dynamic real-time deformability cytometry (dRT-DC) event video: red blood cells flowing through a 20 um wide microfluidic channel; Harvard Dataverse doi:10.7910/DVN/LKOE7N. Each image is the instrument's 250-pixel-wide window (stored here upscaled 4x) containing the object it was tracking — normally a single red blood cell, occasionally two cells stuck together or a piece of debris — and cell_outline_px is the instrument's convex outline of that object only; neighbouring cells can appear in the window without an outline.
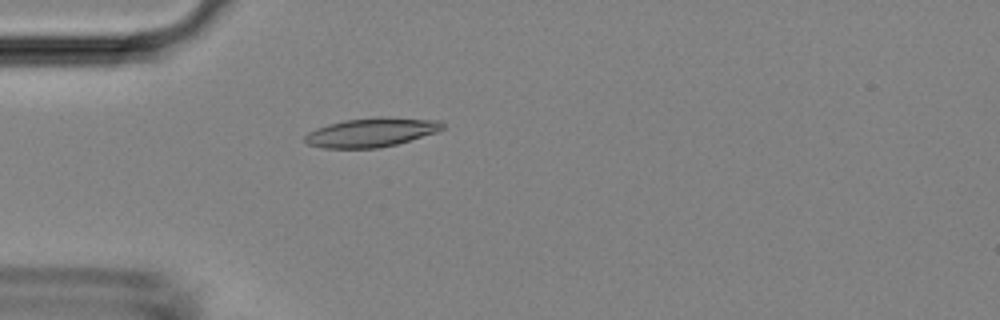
{"species": "Egyptian fruit bat (a non-hibernating species)", "species_latin": "Rousettus aegyptiacus", "temperature_condition": "room temperature", "stored_images_in_passage": 30, "camera_frame_rate_fps": 3000, "um_per_image_px": 0.085, "animal": {"sex": "female"}, "frame": {"image": 1, "passage_image": 5, "time_ms": 1.333, "image_size_px": [1000, 320], "cell_outline_px": [[444, 128], [436, 132], [396, 144], [380, 148], [324, 148], [308, 144], [304, 140], [304, 136], [308, 132], [316, 128], [328, 124], [344, 120], [380, 116], [440, 120], [444, 124]], "centroid_in_image_um": [31.56, 11.24], "position_along_channel_um": 53.4, "area_um2": 23.35}}
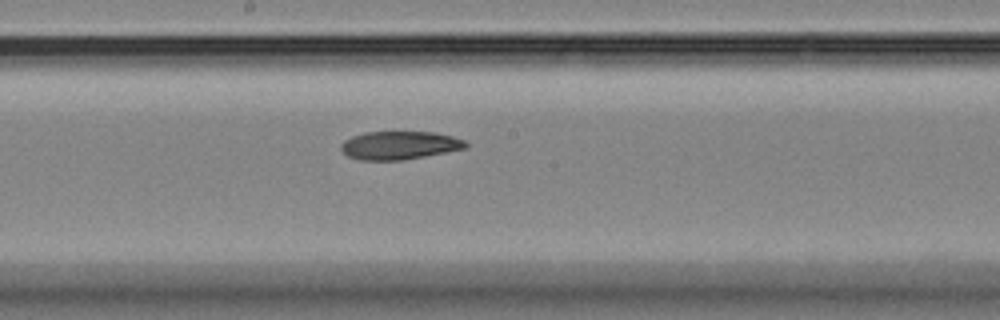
{"frame": {"image": 2, "passage_image": 17, "time_ms": 5.333, "image_size_px": [1000, 320], "cell_outline_px": [[468, 148], [404, 160], [360, 160], [348, 156], [340, 148], [340, 144], [344, 140], [352, 136], [364, 132], [436, 132], [452, 136], [464, 140], [468, 144]], "centroid_in_image_um": [33.96, 12.35], "position_along_channel_um": 214.2, "area_um2": 20.63}}
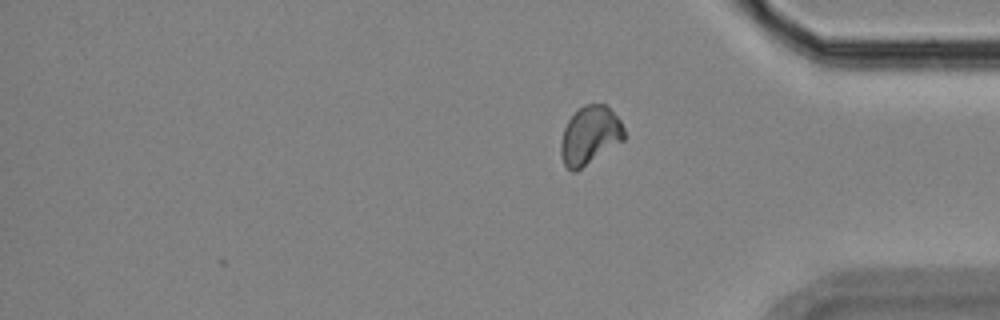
{"frame": {"image": 3, "passage_image": 30, "time_ms": 9.667, "image_size_px": [1000, 320], "cell_outline_px": [[624, 140], [576, 172], [572, 172], [564, 164], [560, 152], [560, 140], [564, 128], [568, 120], [584, 104], [604, 104], [620, 120], [624, 128]], "centroid_in_image_um": [50.12, 11.53], "position_along_channel_um": 385.1, "area_um2": 21.39}}